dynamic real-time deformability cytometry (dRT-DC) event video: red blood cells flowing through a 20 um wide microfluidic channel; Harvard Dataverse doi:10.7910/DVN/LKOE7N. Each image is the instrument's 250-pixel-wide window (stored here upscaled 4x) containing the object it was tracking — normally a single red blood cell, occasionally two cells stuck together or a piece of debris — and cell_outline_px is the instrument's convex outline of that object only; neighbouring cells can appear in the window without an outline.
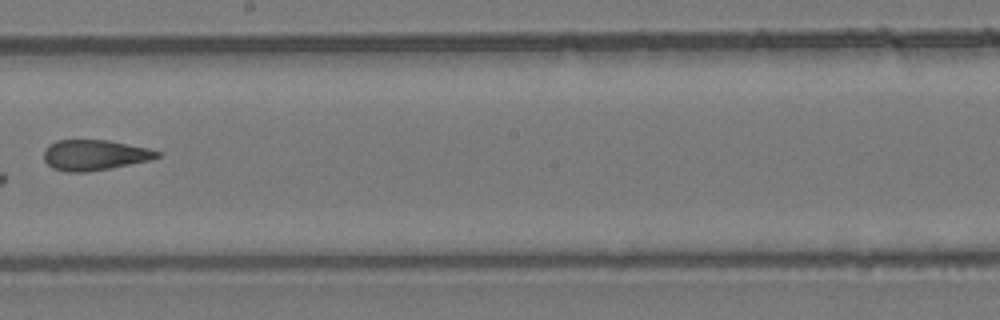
{"species": "common noctule bat (a hibernating species)", "species_latin": "Nyctalus noctula", "temperature_condition": "room temperature", "stored_images_in_passage": 10, "camera_frame_rate_fps": 3000, "um_per_image_px": 0.085, "animal": {"sex": "female", "body_mass_g": 24.6, "forearm_length_mm": 56.2}, "frame": {"image": 1, "passage_image": 8, "time_ms": 9.667, "image_size_px": [1000, 320], "cell_outline_px": [[160, 156], [148, 160], [88, 172], [64, 172], [52, 168], [44, 160], [44, 148], [48, 144], [56, 140], [108, 140], [148, 148], [160, 152]], "centroid_in_image_um": [7.97, 13.17], "position_along_channel_um": 240.2, "area_um2": 20.06}}
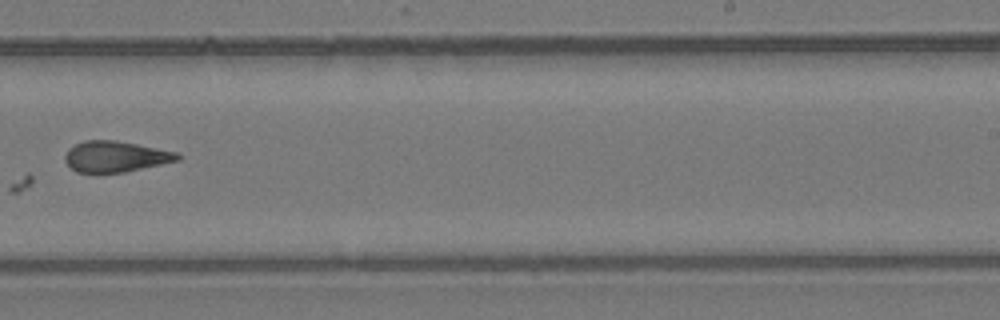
{"frame": {"image": 2, "passage_image": 9, "time_ms": 10.667, "image_size_px": [1000, 320], "cell_outline_px": [[180, 160], [124, 172], [76, 172], [64, 160], [64, 156], [68, 148], [84, 140], [116, 140], [180, 152]], "centroid_in_image_um": [9.84, 13.29], "position_along_channel_um": 279.2, "area_um2": 20.29}}